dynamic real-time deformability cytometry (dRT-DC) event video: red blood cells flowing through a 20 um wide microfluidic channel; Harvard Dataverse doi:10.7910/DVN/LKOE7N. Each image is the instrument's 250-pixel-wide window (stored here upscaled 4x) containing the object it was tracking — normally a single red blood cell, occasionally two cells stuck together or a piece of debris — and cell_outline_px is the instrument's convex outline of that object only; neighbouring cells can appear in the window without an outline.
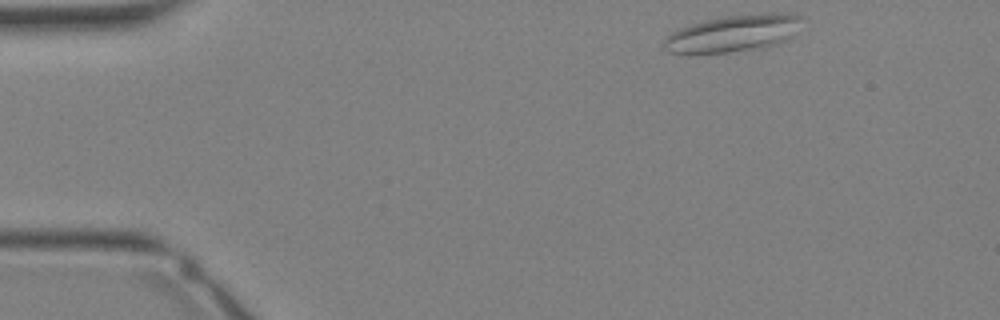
{"species": "Egyptian fruit bat (a non-hibernating species)", "species_latin": "Rousettus aegyptiacus", "temperature_condition": "warm", "stored_images_in_passage": 31, "camera_frame_rate_fps": 3000, "um_per_image_px": 0.085, "animal": {"sex": "female"}, "frame": {"image": 1, "passage_image": 1, "time_ms": 0.0, "image_size_px": [1000, 320], "cell_outline_px": [[800, 16], [788, 36], [784, 40], [776, 44], [764, 48], [728, 52], [668, 52], [664, 48], [664, 40], [672, 32], [680, 28], [704, 20], [724, 16], [764, 12], [772, 12]], "centroid_in_image_um": [62.24, 2.83], "position_along_channel_um": 22.8, "area_um2": 28.61}}
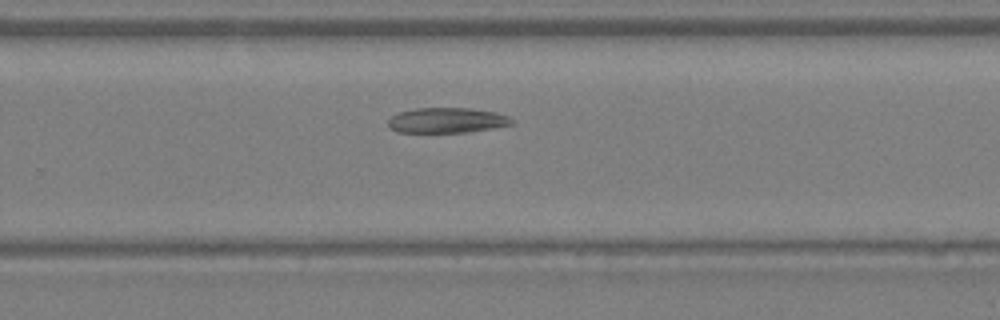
{"frame": {"image": 2, "passage_image": 19, "time_ms": 6.0, "image_size_px": [1000, 320], "cell_outline_px": [[516, 120], [512, 124], [492, 128], [468, 132], [396, 132], [388, 128], [388, 120], [392, 116], [400, 112], [416, 108], [468, 108], [496, 112], [508, 116]], "centroid_in_image_um": [37.99, 10.23], "position_along_channel_um": 291.8, "area_um2": 18.21}}
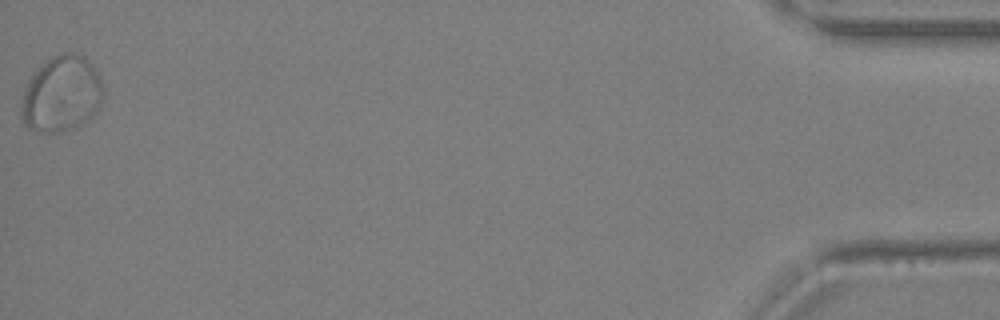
{"frame": {"image": 3, "passage_image": 31, "time_ms": 10.0, "image_size_px": [1000, 320], "cell_outline_px": [[104, 96], [96, 112], [92, 116], [60, 132], [36, 132], [28, 128], [24, 124], [24, 88], [32, 76], [52, 56], [64, 52], [76, 52], [84, 56], [88, 60], [100, 76], [104, 92]], "centroid_in_image_um": [5.28, 7.96], "position_along_channel_um": 429.9, "area_um2": 35.43}}